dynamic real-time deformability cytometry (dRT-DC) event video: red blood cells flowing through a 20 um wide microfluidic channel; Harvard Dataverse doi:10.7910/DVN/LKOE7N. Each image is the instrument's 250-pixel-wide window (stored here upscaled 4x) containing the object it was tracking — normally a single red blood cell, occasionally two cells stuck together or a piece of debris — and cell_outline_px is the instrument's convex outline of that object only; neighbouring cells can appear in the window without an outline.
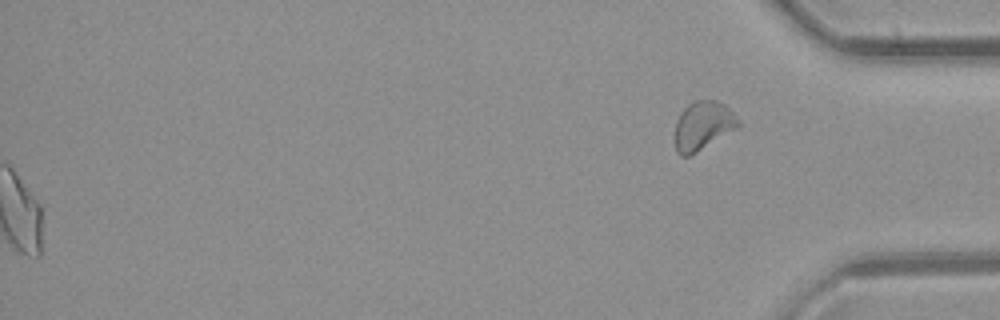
{"species": "common noctule bat (a hibernating species)", "species_latin": "Nyctalus noctula", "temperature_condition": "room temperature", "stored_images_in_passage": 42, "segment_of_instrument_passage": [2, 2], "camera_frame_rate_fps": 3000, "um_per_image_px": 0.085, "animal": {"sex": "female", "body_mass_g": 21.9}, "frame": {"image": 1, "passage_image": 42, "time_ms": 13.667, "image_size_px": [1000, 320], "cell_outline_px": [[740, 124], [736, 128], [696, 152], [688, 156], [680, 156], [676, 152], [676, 120], [680, 112], [692, 100], [716, 100], [724, 104], [740, 120]], "centroid_in_image_um": [59.73, 10.65], "position_along_channel_um": 375.5, "area_um2": 17.74}}